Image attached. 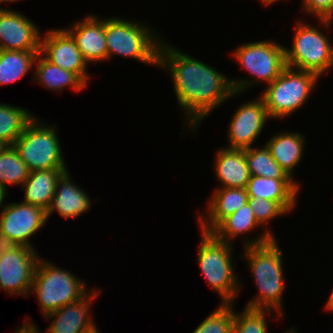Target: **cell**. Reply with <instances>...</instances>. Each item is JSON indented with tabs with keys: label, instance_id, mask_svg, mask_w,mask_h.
<instances>
[{
	"label": "cell",
	"instance_id": "25",
	"mask_svg": "<svg viewBox=\"0 0 333 333\" xmlns=\"http://www.w3.org/2000/svg\"><path fill=\"white\" fill-rule=\"evenodd\" d=\"M259 225L252 208L247 202L233 214L224 218L211 232L218 239L231 243V238L248 233Z\"/></svg>",
	"mask_w": 333,
	"mask_h": 333
},
{
	"label": "cell",
	"instance_id": "40",
	"mask_svg": "<svg viewBox=\"0 0 333 333\" xmlns=\"http://www.w3.org/2000/svg\"><path fill=\"white\" fill-rule=\"evenodd\" d=\"M292 329L293 328H291V330L287 331V333H296L295 330L294 329L292 330Z\"/></svg>",
	"mask_w": 333,
	"mask_h": 333
},
{
	"label": "cell",
	"instance_id": "6",
	"mask_svg": "<svg viewBox=\"0 0 333 333\" xmlns=\"http://www.w3.org/2000/svg\"><path fill=\"white\" fill-rule=\"evenodd\" d=\"M55 126L40 124L33 117L13 146L30 172L48 169H67Z\"/></svg>",
	"mask_w": 333,
	"mask_h": 333
},
{
	"label": "cell",
	"instance_id": "9",
	"mask_svg": "<svg viewBox=\"0 0 333 333\" xmlns=\"http://www.w3.org/2000/svg\"><path fill=\"white\" fill-rule=\"evenodd\" d=\"M40 260L34 248L4 245L0 250V289L10 295H30L36 266Z\"/></svg>",
	"mask_w": 333,
	"mask_h": 333
},
{
	"label": "cell",
	"instance_id": "14",
	"mask_svg": "<svg viewBox=\"0 0 333 333\" xmlns=\"http://www.w3.org/2000/svg\"><path fill=\"white\" fill-rule=\"evenodd\" d=\"M39 33L26 16L0 8V50L40 51Z\"/></svg>",
	"mask_w": 333,
	"mask_h": 333
},
{
	"label": "cell",
	"instance_id": "38",
	"mask_svg": "<svg viewBox=\"0 0 333 333\" xmlns=\"http://www.w3.org/2000/svg\"><path fill=\"white\" fill-rule=\"evenodd\" d=\"M7 145L0 141V154L5 149Z\"/></svg>",
	"mask_w": 333,
	"mask_h": 333
},
{
	"label": "cell",
	"instance_id": "13",
	"mask_svg": "<svg viewBox=\"0 0 333 333\" xmlns=\"http://www.w3.org/2000/svg\"><path fill=\"white\" fill-rule=\"evenodd\" d=\"M270 118L264 100H252L241 105L231 118L228 136L230 149H248L262 132Z\"/></svg>",
	"mask_w": 333,
	"mask_h": 333
},
{
	"label": "cell",
	"instance_id": "1",
	"mask_svg": "<svg viewBox=\"0 0 333 333\" xmlns=\"http://www.w3.org/2000/svg\"><path fill=\"white\" fill-rule=\"evenodd\" d=\"M166 45L162 41L158 67L169 69L177 101L188 115L189 120H186L191 129H196L198 123L219 104L255 83L246 79H227L208 64Z\"/></svg>",
	"mask_w": 333,
	"mask_h": 333
},
{
	"label": "cell",
	"instance_id": "18",
	"mask_svg": "<svg viewBox=\"0 0 333 333\" xmlns=\"http://www.w3.org/2000/svg\"><path fill=\"white\" fill-rule=\"evenodd\" d=\"M293 180L251 175L246 191L248 197L276 201L286 212H290L295 207L296 196L299 193L298 182Z\"/></svg>",
	"mask_w": 333,
	"mask_h": 333
},
{
	"label": "cell",
	"instance_id": "7",
	"mask_svg": "<svg viewBox=\"0 0 333 333\" xmlns=\"http://www.w3.org/2000/svg\"><path fill=\"white\" fill-rule=\"evenodd\" d=\"M318 79L313 72L286 67L262 93L269 117H286L302 107Z\"/></svg>",
	"mask_w": 333,
	"mask_h": 333
},
{
	"label": "cell",
	"instance_id": "8",
	"mask_svg": "<svg viewBox=\"0 0 333 333\" xmlns=\"http://www.w3.org/2000/svg\"><path fill=\"white\" fill-rule=\"evenodd\" d=\"M293 45L285 48L286 66L313 72L319 77L333 66V46L319 29L297 23Z\"/></svg>",
	"mask_w": 333,
	"mask_h": 333
},
{
	"label": "cell",
	"instance_id": "4",
	"mask_svg": "<svg viewBox=\"0 0 333 333\" xmlns=\"http://www.w3.org/2000/svg\"><path fill=\"white\" fill-rule=\"evenodd\" d=\"M201 232L197 258L200 270L223 303H232L241 287L234 273L232 244L218 239L212 232Z\"/></svg>",
	"mask_w": 333,
	"mask_h": 333
},
{
	"label": "cell",
	"instance_id": "2",
	"mask_svg": "<svg viewBox=\"0 0 333 333\" xmlns=\"http://www.w3.org/2000/svg\"><path fill=\"white\" fill-rule=\"evenodd\" d=\"M271 231L259 237L245 240V258L248 260L254 281L257 283L258 296L250 300L246 308L277 310L282 315V292L284 289L282 251Z\"/></svg>",
	"mask_w": 333,
	"mask_h": 333
},
{
	"label": "cell",
	"instance_id": "19",
	"mask_svg": "<svg viewBox=\"0 0 333 333\" xmlns=\"http://www.w3.org/2000/svg\"><path fill=\"white\" fill-rule=\"evenodd\" d=\"M212 196L207 218H199L201 231L211 232L224 218L248 202L246 188H219Z\"/></svg>",
	"mask_w": 333,
	"mask_h": 333
},
{
	"label": "cell",
	"instance_id": "36",
	"mask_svg": "<svg viewBox=\"0 0 333 333\" xmlns=\"http://www.w3.org/2000/svg\"><path fill=\"white\" fill-rule=\"evenodd\" d=\"M83 333H99V331L95 326H93L90 330H87Z\"/></svg>",
	"mask_w": 333,
	"mask_h": 333
},
{
	"label": "cell",
	"instance_id": "26",
	"mask_svg": "<svg viewBox=\"0 0 333 333\" xmlns=\"http://www.w3.org/2000/svg\"><path fill=\"white\" fill-rule=\"evenodd\" d=\"M32 118L26 109L0 104V141L7 146L13 145Z\"/></svg>",
	"mask_w": 333,
	"mask_h": 333
},
{
	"label": "cell",
	"instance_id": "10",
	"mask_svg": "<svg viewBox=\"0 0 333 333\" xmlns=\"http://www.w3.org/2000/svg\"><path fill=\"white\" fill-rule=\"evenodd\" d=\"M47 221L46 211L28 203H8L0 215V243L4 245H30L29 238Z\"/></svg>",
	"mask_w": 333,
	"mask_h": 333
},
{
	"label": "cell",
	"instance_id": "21",
	"mask_svg": "<svg viewBox=\"0 0 333 333\" xmlns=\"http://www.w3.org/2000/svg\"><path fill=\"white\" fill-rule=\"evenodd\" d=\"M68 169H48L30 172L22 185L25 189L24 203L39 206L45 211L55 194L56 181L60 174Z\"/></svg>",
	"mask_w": 333,
	"mask_h": 333
},
{
	"label": "cell",
	"instance_id": "34",
	"mask_svg": "<svg viewBox=\"0 0 333 333\" xmlns=\"http://www.w3.org/2000/svg\"><path fill=\"white\" fill-rule=\"evenodd\" d=\"M7 190L0 184V207L3 208L2 206V203H3V199L6 197L5 194L7 193L6 192Z\"/></svg>",
	"mask_w": 333,
	"mask_h": 333
},
{
	"label": "cell",
	"instance_id": "35",
	"mask_svg": "<svg viewBox=\"0 0 333 333\" xmlns=\"http://www.w3.org/2000/svg\"><path fill=\"white\" fill-rule=\"evenodd\" d=\"M326 303V308L329 309V311H333V291L331 292L330 297Z\"/></svg>",
	"mask_w": 333,
	"mask_h": 333
},
{
	"label": "cell",
	"instance_id": "23",
	"mask_svg": "<svg viewBox=\"0 0 333 333\" xmlns=\"http://www.w3.org/2000/svg\"><path fill=\"white\" fill-rule=\"evenodd\" d=\"M34 64L37 65L34 74L35 80L48 89L59 92L65 86H71L72 89L80 92L86 87V84L75 73L50 63L40 53H38Z\"/></svg>",
	"mask_w": 333,
	"mask_h": 333
},
{
	"label": "cell",
	"instance_id": "39",
	"mask_svg": "<svg viewBox=\"0 0 333 333\" xmlns=\"http://www.w3.org/2000/svg\"><path fill=\"white\" fill-rule=\"evenodd\" d=\"M12 1L14 2V1H18V0H0V3H1V2H2V3H3V2H12Z\"/></svg>",
	"mask_w": 333,
	"mask_h": 333
},
{
	"label": "cell",
	"instance_id": "20",
	"mask_svg": "<svg viewBox=\"0 0 333 333\" xmlns=\"http://www.w3.org/2000/svg\"><path fill=\"white\" fill-rule=\"evenodd\" d=\"M216 154L215 171L221 188H246L251 174L245 149L221 148Z\"/></svg>",
	"mask_w": 333,
	"mask_h": 333
},
{
	"label": "cell",
	"instance_id": "37",
	"mask_svg": "<svg viewBox=\"0 0 333 333\" xmlns=\"http://www.w3.org/2000/svg\"><path fill=\"white\" fill-rule=\"evenodd\" d=\"M260 1H262L263 4L269 5V4H272V3H274L278 0H260Z\"/></svg>",
	"mask_w": 333,
	"mask_h": 333
},
{
	"label": "cell",
	"instance_id": "31",
	"mask_svg": "<svg viewBox=\"0 0 333 333\" xmlns=\"http://www.w3.org/2000/svg\"><path fill=\"white\" fill-rule=\"evenodd\" d=\"M248 204L252 208L255 218L261 226L262 224L265 225L277 216L287 214V212L276 201L263 199L261 197L257 200L252 197H248Z\"/></svg>",
	"mask_w": 333,
	"mask_h": 333
},
{
	"label": "cell",
	"instance_id": "3",
	"mask_svg": "<svg viewBox=\"0 0 333 333\" xmlns=\"http://www.w3.org/2000/svg\"><path fill=\"white\" fill-rule=\"evenodd\" d=\"M150 29L143 24L120 18L105 19L107 59L117 54L158 66L162 40L159 36L155 37V32Z\"/></svg>",
	"mask_w": 333,
	"mask_h": 333
},
{
	"label": "cell",
	"instance_id": "22",
	"mask_svg": "<svg viewBox=\"0 0 333 333\" xmlns=\"http://www.w3.org/2000/svg\"><path fill=\"white\" fill-rule=\"evenodd\" d=\"M299 133L283 132L265 144L273 159L292 176V171L302 159L304 138Z\"/></svg>",
	"mask_w": 333,
	"mask_h": 333
},
{
	"label": "cell",
	"instance_id": "33",
	"mask_svg": "<svg viewBox=\"0 0 333 333\" xmlns=\"http://www.w3.org/2000/svg\"><path fill=\"white\" fill-rule=\"evenodd\" d=\"M23 324H24V326L22 325L21 328L16 329L15 333H39L37 331L38 327H36V325L28 323V322L27 323L24 322Z\"/></svg>",
	"mask_w": 333,
	"mask_h": 333
},
{
	"label": "cell",
	"instance_id": "5",
	"mask_svg": "<svg viewBox=\"0 0 333 333\" xmlns=\"http://www.w3.org/2000/svg\"><path fill=\"white\" fill-rule=\"evenodd\" d=\"M76 277L40 259L31 290L38 298L44 317L87 294L86 284Z\"/></svg>",
	"mask_w": 333,
	"mask_h": 333
},
{
	"label": "cell",
	"instance_id": "11",
	"mask_svg": "<svg viewBox=\"0 0 333 333\" xmlns=\"http://www.w3.org/2000/svg\"><path fill=\"white\" fill-rule=\"evenodd\" d=\"M235 59L253 77L268 85L287 67L285 47L274 41L247 43L235 50Z\"/></svg>",
	"mask_w": 333,
	"mask_h": 333
},
{
	"label": "cell",
	"instance_id": "16",
	"mask_svg": "<svg viewBox=\"0 0 333 333\" xmlns=\"http://www.w3.org/2000/svg\"><path fill=\"white\" fill-rule=\"evenodd\" d=\"M95 293L86 294L81 299L71 302L55 312L45 316L44 318L51 319L55 317L47 328L46 333H83L90 330L95 324L89 318V304L100 294L101 290L93 291ZM90 294V295H89Z\"/></svg>",
	"mask_w": 333,
	"mask_h": 333
},
{
	"label": "cell",
	"instance_id": "28",
	"mask_svg": "<svg viewBox=\"0 0 333 333\" xmlns=\"http://www.w3.org/2000/svg\"><path fill=\"white\" fill-rule=\"evenodd\" d=\"M30 174L27 165L13 145L6 146L0 154V184L7 189L8 184L23 185Z\"/></svg>",
	"mask_w": 333,
	"mask_h": 333
},
{
	"label": "cell",
	"instance_id": "15",
	"mask_svg": "<svg viewBox=\"0 0 333 333\" xmlns=\"http://www.w3.org/2000/svg\"><path fill=\"white\" fill-rule=\"evenodd\" d=\"M91 200L86 192L75 186L67 170L56 181L55 194L46 209V218L57 211L62 218H77L90 209Z\"/></svg>",
	"mask_w": 333,
	"mask_h": 333
},
{
	"label": "cell",
	"instance_id": "12",
	"mask_svg": "<svg viewBox=\"0 0 333 333\" xmlns=\"http://www.w3.org/2000/svg\"><path fill=\"white\" fill-rule=\"evenodd\" d=\"M44 36L43 39L41 38L40 54L50 63L75 73L87 85L88 62L66 28L52 29Z\"/></svg>",
	"mask_w": 333,
	"mask_h": 333
},
{
	"label": "cell",
	"instance_id": "30",
	"mask_svg": "<svg viewBox=\"0 0 333 333\" xmlns=\"http://www.w3.org/2000/svg\"><path fill=\"white\" fill-rule=\"evenodd\" d=\"M266 312L271 310L244 308V312L235 313L233 333H267Z\"/></svg>",
	"mask_w": 333,
	"mask_h": 333
},
{
	"label": "cell",
	"instance_id": "29",
	"mask_svg": "<svg viewBox=\"0 0 333 333\" xmlns=\"http://www.w3.org/2000/svg\"><path fill=\"white\" fill-rule=\"evenodd\" d=\"M233 303H222L211 315L201 322L193 333H233L235 312Z\"/></svg>",
	"mask_w": 333,
	"mask_h": 333
},
{
	"label": "cell",
	"instance_id": "32",
	"mask_svg": "<svg viewBox=\"0 0 333 333\" xmlns=\"http://www.w3.org/2000/svg\"><path fill=\"white\" fill-rule=\"evenodd\" d=\"M303 6L306 13L317 16L321 25H331L333 18V0H303Z\"/></svg>",
	"mask_w": 333,
	"mask_h": 333
},
{
	"label": "cell",
	"instance_id": "17",
	"mask_svg": "<svg viewBox=\"0 0 333 333\" xmlns=\"http://www.w3.org/2000/svg\"><path fill=\"white\" fill-rule=\"evenodd\" d=\"M66 29L74 38L77 47L87 62L107 60L105 20L87 15L83 22H76Z\"/></svg>",
	"mask_w": 333,
	"mask_h": 333
},
{
	"label": "cell",
	"instance_id": "27",
	"mask_svg": "<svg viewBox=\"0 0 333 333\" xmlns=\"http://www.w3.org/2000/svg\"><path fill=\"white\" fill-rule=\"evenodd\" d=\"M245 157L251 175L272 179H293L273 159L266 145L259 149L252 147L245 149Z\"/></svg>",
	"mask_w": 333,
	"mask_h": 333
},
{
	"label": "cell",
	"instance_id": "24",
	"mask_svg": "<svg viewBox=\"0 0 333 333\" xmlns=\"http://www.w3.org/2000/svg\"><path fill=\"white\" fill-rule=\"evenodd\" d=\"M40 51L0 50V85L15 82L29 71Z\"/></svg>",
	"mask_w": 333,
	"mask_h": 333
}]
</instances>
